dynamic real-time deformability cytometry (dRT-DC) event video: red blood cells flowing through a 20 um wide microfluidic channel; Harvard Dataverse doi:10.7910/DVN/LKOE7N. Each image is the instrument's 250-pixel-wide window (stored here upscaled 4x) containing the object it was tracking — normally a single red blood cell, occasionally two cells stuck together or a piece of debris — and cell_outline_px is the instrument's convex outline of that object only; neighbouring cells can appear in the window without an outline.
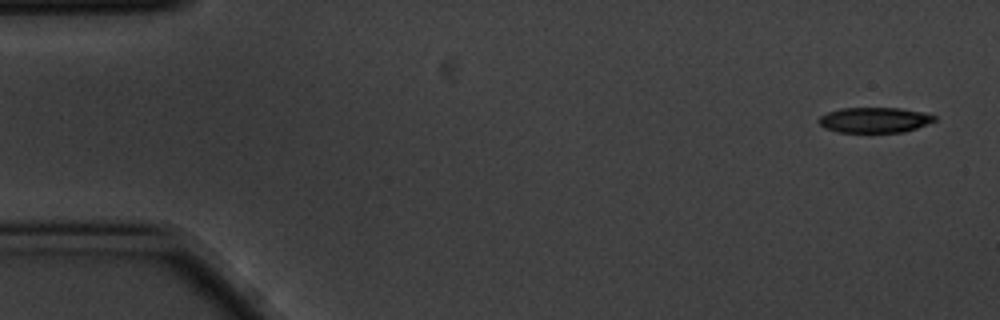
{"species": "common noctule bat (a hibernating species)", "species_latin": "Nyctalus noctula", "temperature_condition": "cold", "stored_images_in_passage": 6, "segment_of_instrument_passage": [1, 2], "camera_frame_rate_fps": 3000, "um_per_image_px": 0.085, "animal": {"sex": "male", "body_mass_g": 20.1, "forearm_length_mm": 53.5}, "frame": {"image": 1, "passage_image": 1, "time_ms": 0.0, "image_size_px": [1000, 320], "cell_outline_px": [[936, 120], [916, 128], [904, 132], [836, 132], [824, 128], [816, 120], [820, 116], [828, 112], [840, 108], [900, 108], [924, 112], [936, 116]], "centroid_in_image_um": [74.31, 10.2], "position_along_channel_um": 10.7, "area_um2": 17.17}}
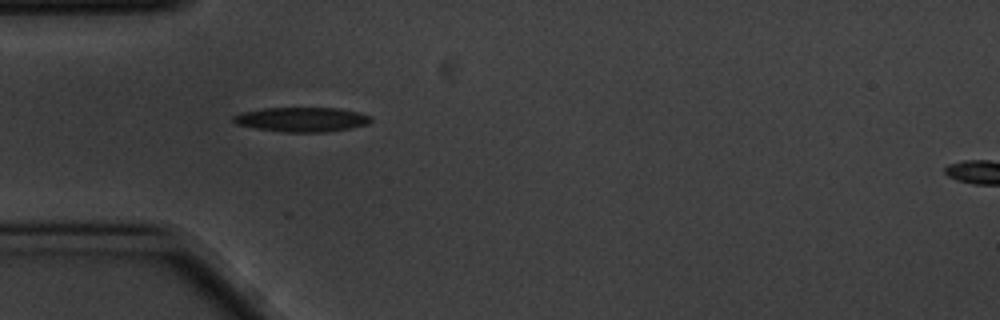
{"frame": {"image": 2, "passage_image": 5, "time_ms": 1.333, "image_size_px": [1000, 320], "cell_outline_px": [[372, 120], [368, 124], [328, 132], [284, 132], [256, 128], [236, 124], [232, 120], [232, 116], [240, 112], [264, 108], [340, 108], [372, 116]], "centroid_in_image_um": [25.63, 10.15], "position_along_channel_um": 59.4, "area_um2": 19.65}}